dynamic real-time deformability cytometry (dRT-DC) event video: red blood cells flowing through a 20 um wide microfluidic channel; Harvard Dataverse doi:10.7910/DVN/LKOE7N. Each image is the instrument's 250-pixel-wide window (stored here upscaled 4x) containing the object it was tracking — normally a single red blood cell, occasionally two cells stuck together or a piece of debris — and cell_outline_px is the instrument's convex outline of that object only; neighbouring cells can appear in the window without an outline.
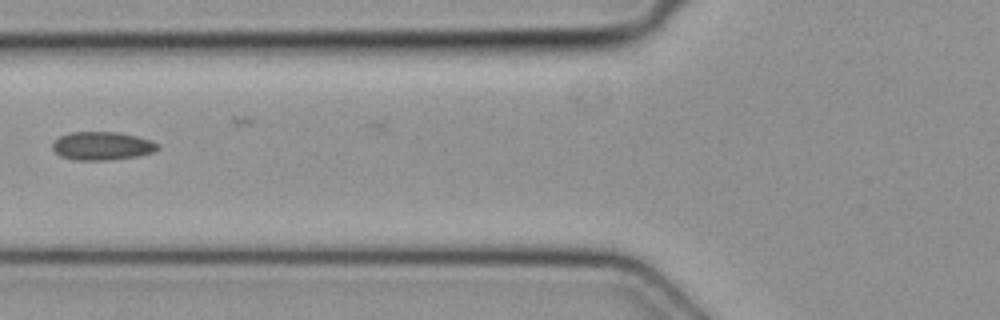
{"species": "common noctule bat (a hibernating species)", "species_latin": "Nyctalus noctula", "temperature_condition": "cold", "stored_images_in_passage": 7, "camera_frame_rate_fps": 3000, "um_per_image_px": 0.085, "animal": {"sex": "female", "body_mass_g": 19.3, "forearm_length_mm": 54.1}, "frame": {"image": 1, "passage_image": 7, "time_ms": 2.0, "image_size_px": [1000, 320], "cell_outline_px": [[160, 148], [152, 152], [136, 156], [108, 160], [72, 160], [60, 156], [52, 148], [52, 144], [60, 136], [72, 132], [120, 132], [152, 140], [160, 144]], "centroid_in_image_um": [8.69, 12.4], "position_along_channel_um": 117.1, "area_um2": 17.4}}